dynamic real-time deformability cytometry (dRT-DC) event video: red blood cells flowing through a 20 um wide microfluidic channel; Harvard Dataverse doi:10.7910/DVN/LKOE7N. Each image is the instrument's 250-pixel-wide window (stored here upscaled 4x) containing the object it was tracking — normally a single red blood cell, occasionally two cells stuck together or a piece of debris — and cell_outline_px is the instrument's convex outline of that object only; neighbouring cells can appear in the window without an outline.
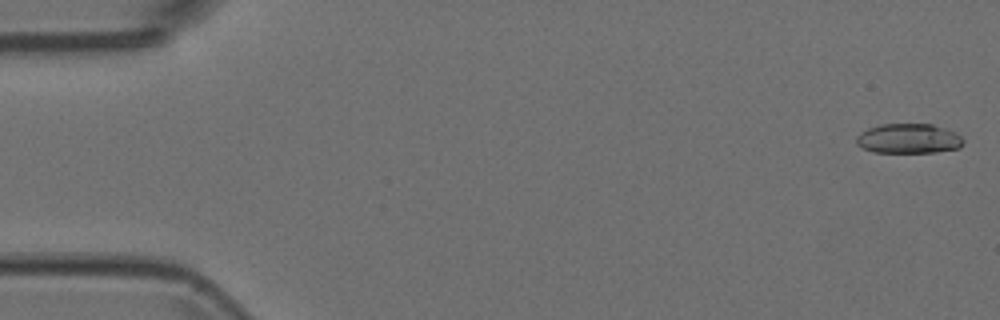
{"species": "Egyptian fruit bat (a non-hibernating species)", "species_latin": "Rousettus aegyptiacus", "temperature_condition": "room temperature", "stored_images_in_passage": 5, "camera_frame_rate_fps": 3000, "um_per_image_px": 0.085, "animal": {"sex": "female"}, "frame": {"image": 1, "passage_image": 1, "time_ms": 0.0, "image_size_px": [1000, 320], "cell_outline_px": [[964, 144], [960, 148], [936, 152], [872, 152], [856, 144], [856, 136], [860, 132], [868, 128], [880, 124], [932, 124], [956, 132], [964, 140]], "centroid_in_image_um": [77.24, 11.78], "position_along_channel_um": 7.8, "area_um2": 18.67}}
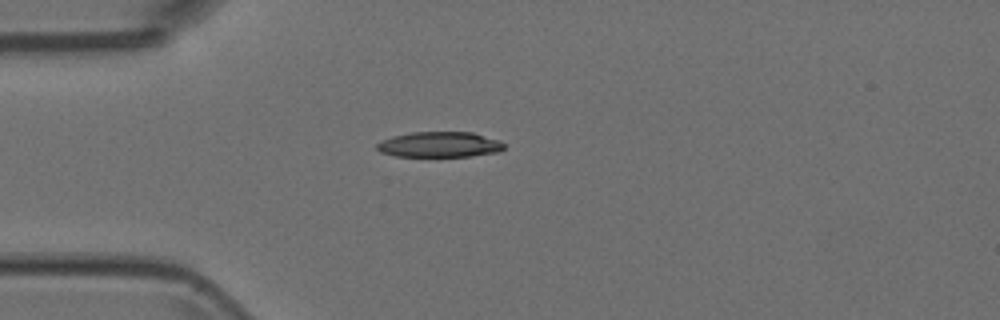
{"frame": {"image": 2, "passage_image": 4, "time_ms": 1.0, "image_size_px": [1000, 320], "cell_outline_px": [[504, 148], [500, 152], [468, 156], [396, 156], [380, 152], [376, 148], [376, 144], [380, 140], [392, 136], [412, 132], [472, 132], [500, 140], [504, 144]], "centroid_in_image_um": [37.35, 12.28], "position_along_channel_um": 47.6, "area_um2": 18.96}}